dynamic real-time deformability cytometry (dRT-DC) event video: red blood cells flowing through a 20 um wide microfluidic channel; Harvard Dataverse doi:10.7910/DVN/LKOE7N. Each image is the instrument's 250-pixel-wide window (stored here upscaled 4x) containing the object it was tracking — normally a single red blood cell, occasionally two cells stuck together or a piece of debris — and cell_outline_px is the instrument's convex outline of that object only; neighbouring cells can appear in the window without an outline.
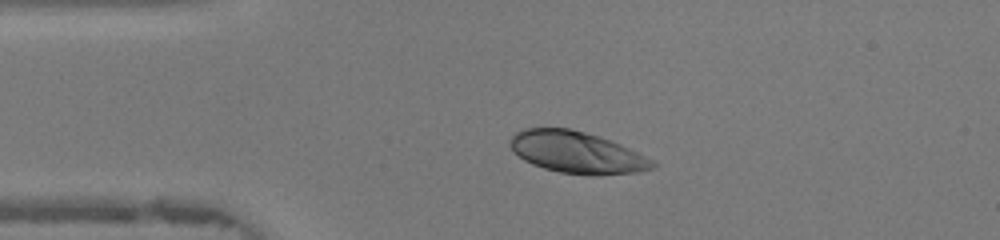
{"species": "human", "species_latin": "Homo sapiens", "temperature_condition": "warm", "stored_images_in_passage": 46, "camera_frame_rate_fps": 3000, "um_per_image_px": 0.085, "donor": {"sex": "female"}, "frame": {"image": 1, "passage_image": 10, "time_ms": 3.0, "image_size_px": [1000, 240], "cell_outline_px": [[656, 168], [636, 172], [596, 176], [588, 176], [560, 172], [544, 168], [532, 164], [524, 160], [508, 144], [508, 140], [516, 132], [524, 128], [568, 128], [584, 132], [620, 144], [652, 160], [656, 164]], "centroid_in_image_um": [49.01, 12.97], "position_along_channel_um": 36.0, "area_um2": 34.39}}
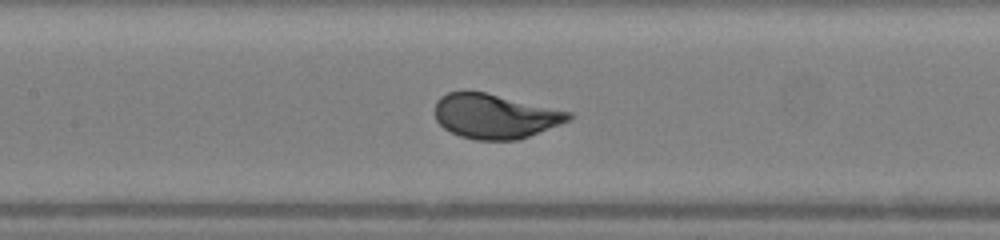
{"frame": {"image": 2, "passage_image": 21, "time_ms": 6.667, "image_size_px": [1000, 240], "cell_outline_px": [[572, 120], [528, 136], [516, 140], [476, 140], [460, 136], [444, 128], [436, 120], [436, 100], [440, 96], [448, 92], [464, 88], [484, 92], [572, 112]], "centroid_in_image_um": [42.04, 9.85], "position_along_channel_um": 165.4, "area_um2": 34.97}}
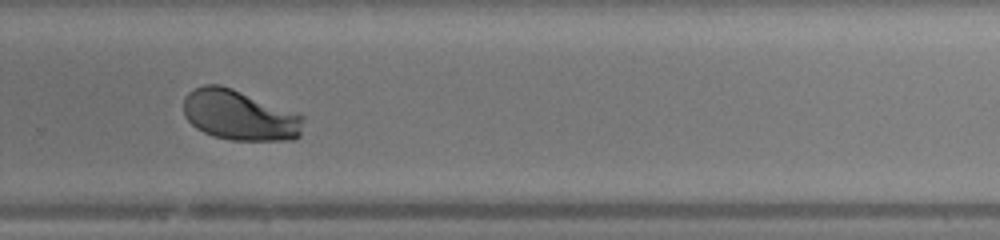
{"frame": {"image": 3, "passage_image": 31, "time_ms": 10.0, "image_size_px": [1000, 240], "cell_outline_px": [[304, 120], [300, 136], [292, 140], [232, 140], [212, 136], [196, 128], [184, 116], [184, 96], [188, 92], [204, 84], [220, 84], [232, 88], [300, 112], [304, 116]], "centroid_in_image_um": [20.4, 9.78], "position_along_channel_um": 309.4, "area_um2": 35.66}, "authors_computed_cell_mechanics": {"area_um2": 35.4314, "velocity_mm_per_s": 4.3434, "shape_relaxation_time_tau1_ms": 1.8497, "shape_relaxation_time_tau2_ms": null, "deformation_change_tau1": 0.1474, "deformation_change_tau2": null}}